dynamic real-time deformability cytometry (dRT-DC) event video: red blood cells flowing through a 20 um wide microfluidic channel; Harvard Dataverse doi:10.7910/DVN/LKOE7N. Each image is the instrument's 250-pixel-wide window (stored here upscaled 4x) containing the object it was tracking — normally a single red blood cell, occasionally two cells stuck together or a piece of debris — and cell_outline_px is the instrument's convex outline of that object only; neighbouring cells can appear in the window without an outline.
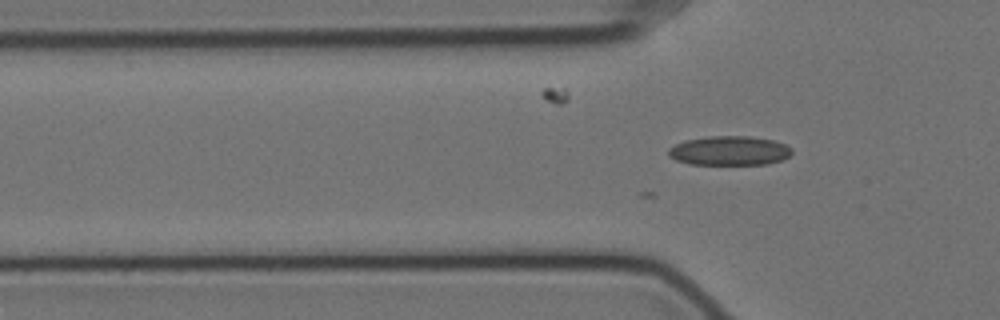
{"species": "Egyptian fruit bat (a non-hibernating species)", "species_latin": "Rousettus aegyptiacus", "temperature_condition": "cold", "stored_images_in_passage": 28, "camera_frame_rate_fps": 3000, "um_per_image_px": 0.085, "animal": {"sex": "female"}, "frame": {"image": 1, "passage_image": 4, "time_ms": 1.0, "image_size_px": [1000, 320], "cell_outline_px": [[792, 152], [788, 156], [780, 160], [768, 164], [688, 164], [676, 160], [668, 156], [668, 148], [684, 140], [708, 136], [748, 136], [772, 140], [784, 144], [792, 148]], "centroid_in_image_um": [61.96, 12.81], "position_along_channel_um": 63.8, "area_um2": 21.04}}
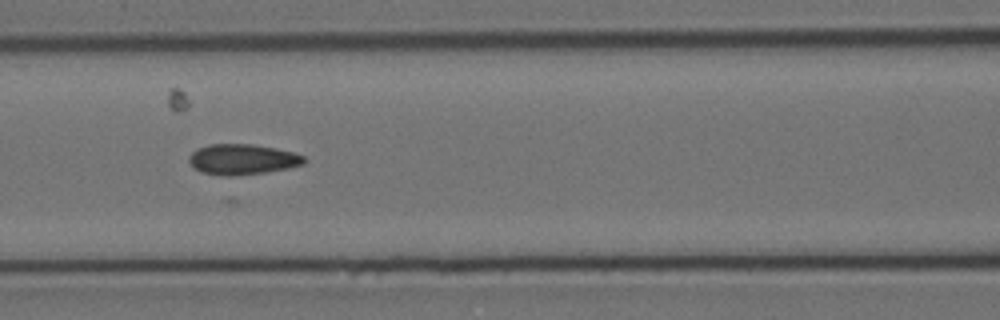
{"frame": {"image": 2, "passage_image": 11, "time_ms": 3.333, "image_size_px": [1000, 320], "cell_outline_px": [[308, 160], [304, 164], [288, 168], [264, 172], [232, 176], [224, 176], [200, 172], [188, 160], [188, 156], [196, 148], [208, 144], [252, 144], [276, 148], [292, 152], [304, 156]], "centroid_in_image_um": [20.6, 13.54], "position_along_channel_um": 146.0, "area_um2": 20.52}}
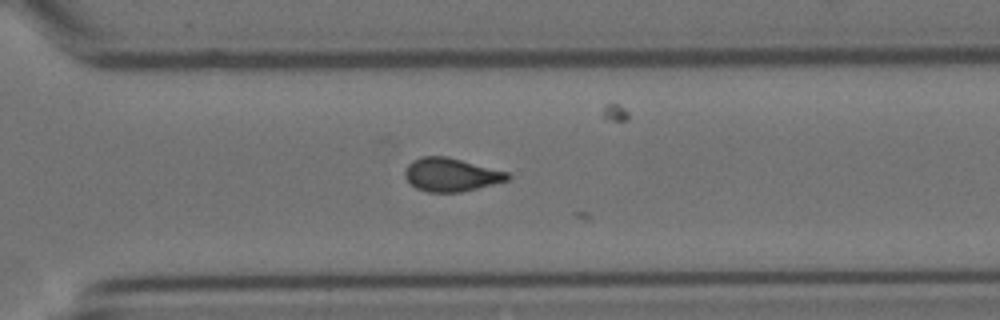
{"frame": {"image": 3, "passage_image": 27, "time_ms": 8.667, "image_size_px": [1000, 320], "cell_outline_px": [[512, 176], [508, 180], [460, 192], [428, 192], [416, 188], [404, 176], [404, 168], [412, 160], [420, 156], [448, 156], [508, 172]], "centroid_in_image_um": [38.31, 14.83], "position_along_channel_um": 332.3, "area_um2": 20.0}}